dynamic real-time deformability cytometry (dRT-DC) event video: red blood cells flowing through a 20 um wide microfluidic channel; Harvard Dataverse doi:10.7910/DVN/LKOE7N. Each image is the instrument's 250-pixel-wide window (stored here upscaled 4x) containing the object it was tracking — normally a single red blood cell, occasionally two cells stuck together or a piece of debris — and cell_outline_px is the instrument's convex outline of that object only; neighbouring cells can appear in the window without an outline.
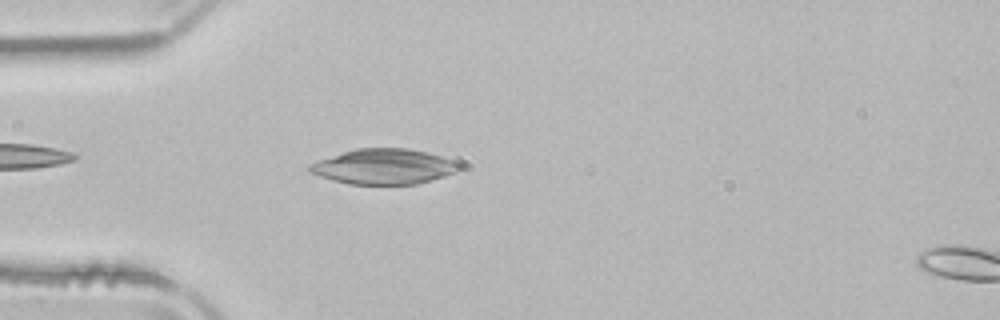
{"species": "common noctule bat (a hibernating species)", "species_latin": "Nyctalus noctula", "temperature_condition": "room temperature", "stored_images_in_passage": 50, "camera_frame_rate_fps": 3000, "um_per_image_px": 0.085, "animal": {"sex": "male", "body_mass_g": 21.5, "forearm_length_mm": 52.0}, "frame": {"image": 1, "passage_image": 13, "time_ms": 4.0, "image_size_px": [1000, 320], "cell_outline_px": [[460, 168], [456, 172], [444, 176], [416, 184], [348, 184], [332, 180], [308, 172], [304, 168], [308, 164], [356, 148], [408, 148], [460, 160]], "centroid_in_image_um": [32.64, 14.15], "position_along_channel_um": 52.4, "area_um2": 30.92}}
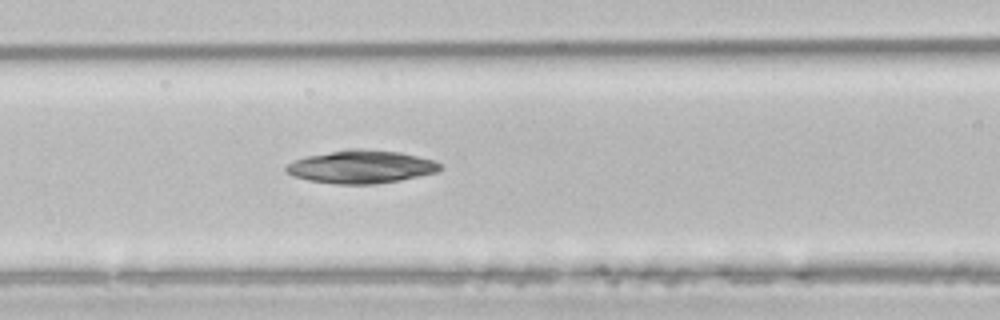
{"frame": {"image": 2, "passage_image": 20, "time_ms": 6.333, "image_size_px": [1000, 320], "cell_outline_px": [[440, 168], [436, 172], [400, 180], [376, 184], [336, 184], [308, 180], [292, 176], [284, 168], [288, 164], [304, 156], [348, 148], [360, 148], [400, 152], [432, 160], [440, 164]], "centroid_in_image_um": [30.65, 14.17], "position_along_channel_um": 136.0, "area_um2": 29.54}}
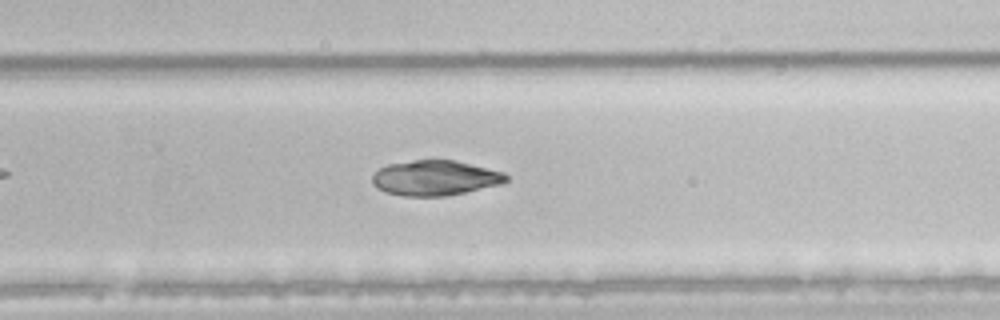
{"frame": {"image": 3, "passage_image": 32, "time_ms": 10.333, "image_size_px": [1000, 320], "cell_outline_px": [[508, 180], [500, 184], [464, 192], [444, 196], [404, 196], [384, 192], [376, 188], [372, 184], [372, 176], [380, 168], [388, 164], [412, 160], [456, 160], [504, 172], [508, 176]], "centroid_in_image_um": [36.96, 15.12], "position_along_channel_um": 292.8, "area_um2": 27.4}}